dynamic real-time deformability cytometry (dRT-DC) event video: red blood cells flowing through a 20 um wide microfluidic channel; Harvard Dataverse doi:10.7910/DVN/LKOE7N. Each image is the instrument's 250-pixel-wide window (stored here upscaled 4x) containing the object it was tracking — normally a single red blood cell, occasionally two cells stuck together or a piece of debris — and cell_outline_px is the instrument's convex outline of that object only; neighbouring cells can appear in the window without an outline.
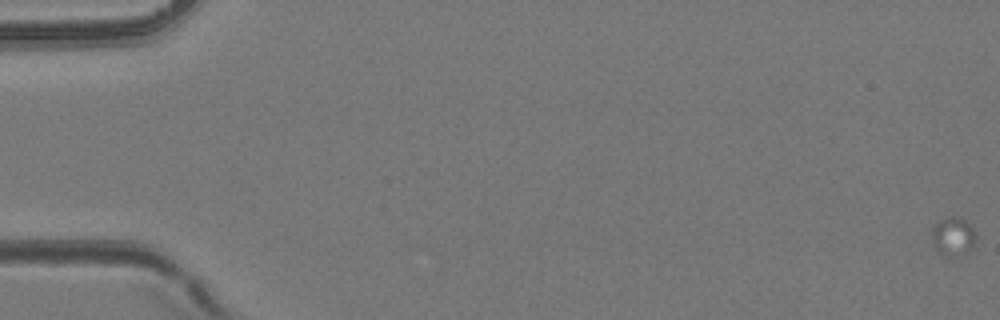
{"species": "common noctule bat (a hibernating species)", "species_latin": "Nyctalus noctula", "temperature_condition": "room temperature", "stored_images_in_passage": 20, "camera_frame_rate_fps": 3000, "um_per_image_px": 0.085, "animal": {"sex": "female", "body_mass_g": 24.6, "forearm_length_mm": 56.2}, "frame": {"image": 1, "passage_image": 1, "time_ms": 0.0, "image_size_px": [1000, 320], "cell_outline_px": [[976, 248], [956, 256], [944, 256], [936, 252], [932, 240], [932, 228], [940, 220], [952, 216], [956, 216], [968, 220], [976, 232]], "centroid_in_image_um": [81.06, 20.11], "position_along_channel_um": 3.9, "area_um2": 10.35}}